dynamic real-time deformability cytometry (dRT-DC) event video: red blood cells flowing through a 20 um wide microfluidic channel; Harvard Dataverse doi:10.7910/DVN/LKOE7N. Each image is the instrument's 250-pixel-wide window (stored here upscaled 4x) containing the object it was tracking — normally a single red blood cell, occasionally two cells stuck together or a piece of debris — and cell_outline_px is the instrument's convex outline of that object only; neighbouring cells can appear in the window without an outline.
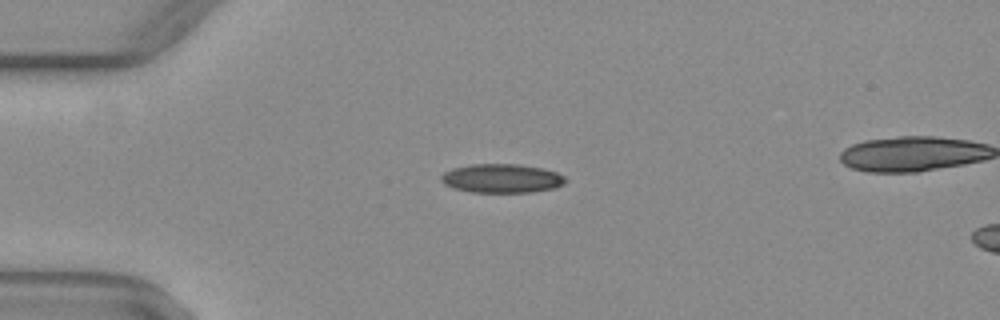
{"species": "common noctule bat (a hibernating species)", "species_latin": "Nyctalus noctula", "temperature_condition": "warm", "stored_images_in_passage": 40, "camera_frame_rate_fps": 3000, "um_per_image_px": 0.085, "animal": {"sex": "female", "body_mass_g": 29.2, "forearm_length_mm": 56.3}, "frame": {"image": 1, "passage_image": 2, "time_ms": 0.333, "image_size_px": [1000, 320], "cell_outline_px": [[568, 180], [564, 184], [556, 188], [532, 192], [472, 192], [452, 188], [444, 184], [440, 180], [440, 176], [444, 172], [452, 168], [472, 164], [520, 164], [544, 168], [556, 172], [564, 176]], "centroid_in_image_um": [42.66, 15.16], "position_along_channel_um": 42.3, "area_um2": 21.21}}
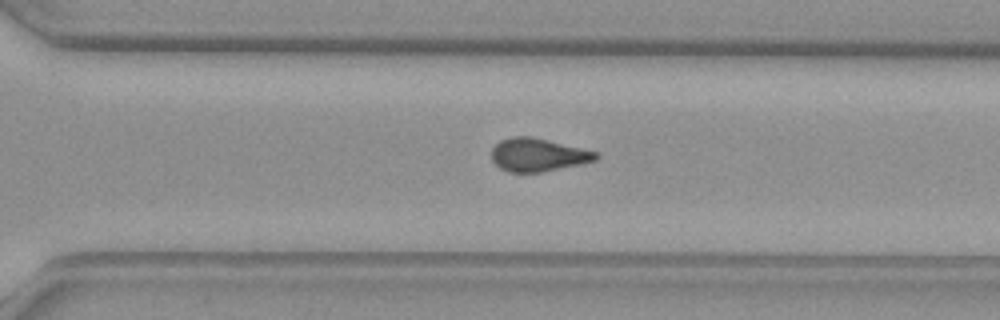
{"frame": {"image": 2, "passage_image": 25, "time_ms": 8.0, "image_size_px": [1000, 320], "cell_outline_px": [[600, 156], [596, 160], [580, 164], [540, 172], [508, 172], [500, 168], [492, 160], [492, 148], [500, 140], [512, 136], [532, 136], [600, 152]], "centroid_in_image_um": [45.75, 13.15], "position_along_channel_um": 324.9, "area_um2": 20.23}}
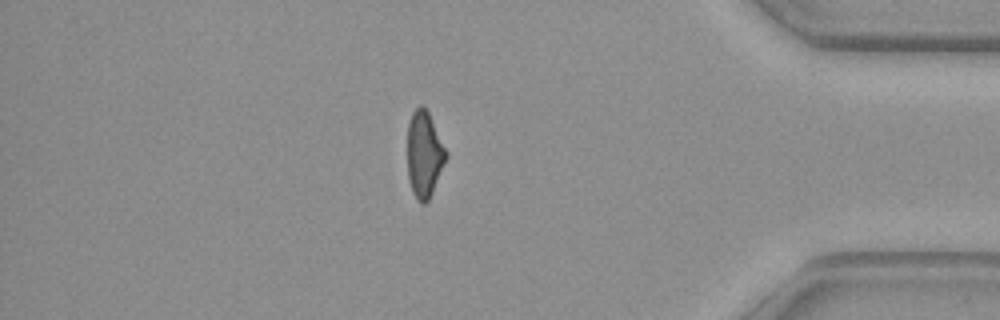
{"frame": {"image": 3, "passage_image": 33, "time_ms": 10.667, "image_size_px": [1000, 320], "cell_outline_px": [[448, 156], [432, 192], [428, 200], [424, 204], [420, 204], [416, 200], [412, 192], [408, 180], [408, 124], [412, 112], [420, 104], [428, 112], [448, 152]], "centroid_in_image_um": [36.06, 13.14], "position_along_channel_um": 399.1, "area_um2": 19.42}}